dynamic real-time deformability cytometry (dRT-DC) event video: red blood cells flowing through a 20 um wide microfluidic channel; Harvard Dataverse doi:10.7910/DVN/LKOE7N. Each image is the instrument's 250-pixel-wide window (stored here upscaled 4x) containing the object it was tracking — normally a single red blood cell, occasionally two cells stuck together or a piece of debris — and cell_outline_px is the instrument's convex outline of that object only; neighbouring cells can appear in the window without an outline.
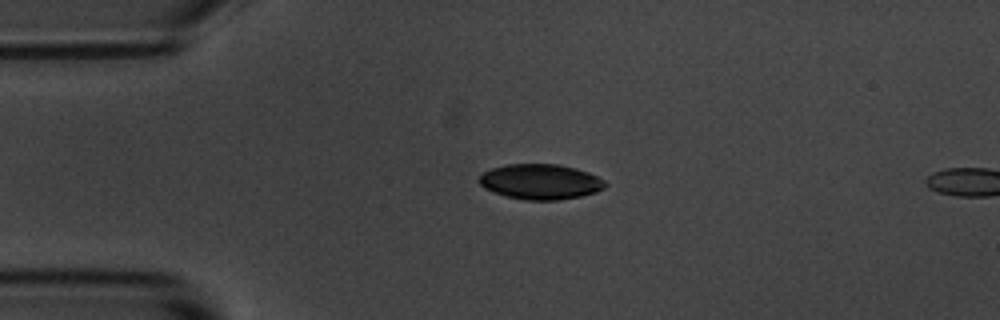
{"species": "common noctule bat (a hibernating species)", "species_latin": "Nyctalus noctula", "temperature_condition": "room temperature", "stored_images_in_passage": 4, "camera_frame_rate_fps": 3000, "um_per_image_px": 0.085, "animal": {"sex": "male", "body_mass_g": 20.1, "forearm_length_mm": 53.5}, "frame": {"image": 1, "passage_image": 3, "time_ms": 2.333, "image_size_px": [1000, 320], "cell_outline_px": [[608, 184], [604, 188], [596, 192], [580, 196], [556, 200], [524, 200], [504, 196], [484, 188], [480, 184], [480, 176], [484, 172], [492, 168], [504, 164], [556, 164], [576, 168], [588, 172], [604, 180]], "centroid_in_image_um": [45.94, 15.44], "position_along_channel_um": 39.1, "area_um2": 25.89}}